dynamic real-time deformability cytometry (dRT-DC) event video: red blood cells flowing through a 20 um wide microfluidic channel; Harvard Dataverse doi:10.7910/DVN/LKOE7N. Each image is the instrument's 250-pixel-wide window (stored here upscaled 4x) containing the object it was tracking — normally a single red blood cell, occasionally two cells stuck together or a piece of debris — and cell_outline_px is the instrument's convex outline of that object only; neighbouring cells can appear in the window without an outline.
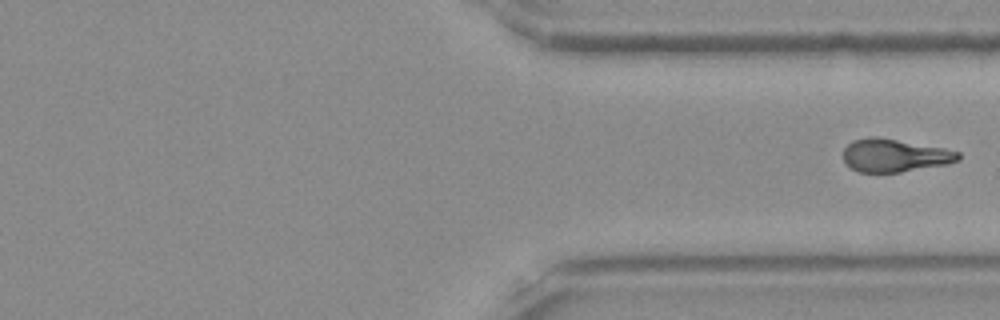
{"species": "Egyptian fruit bat (a non-hibernating species)", "species_latin": "Rousettus aegyptiacus", "temperature_condition": "room temperature", "stored_images_in_passage": 37, "segment_of_instrument_passage": [2, 2], "camera_frame_rate_fps": 3000, "um_per_image_px": 0.085, "frame": {"image": 1, "passage_image": 37, "time_ms": 12.0, "image_size_px": [1000, 320], "cell_outline_px": [[960, 160], [948, 164], [900, 172], [856, 172], [844, 160], [844, 148], [848, 144], [856, 140], [872, 136], [876, 136], [944, 148], [960, 152]], "centroid_in_image_um": [76.07, 13.21], "position_along_channel_um": 335.3, "area_um2": 21.96}}